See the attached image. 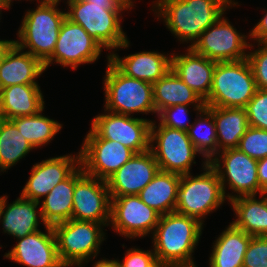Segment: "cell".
<instances>
[{"label": "cell", "instance_id": "1", "mask_svg": "<svg viewBox=\"0 0 267 267\" xmlns=\"http://www.w3.org/2000/svg\"><path fill=\"white\" fill-rule=\"evenodd\" d=\"M150 11L180 44L191 48L200 35L225 12L240 7L238 0H153ZM188 45H187V44Z\"/></svg>", "mask_w": 267, "mask_h": 267}, {"label": "cell", "instance_id": "2", "mask_svg": "<svg viewBox=\"0 0 267 267\" xmlns=\"http://www.w3.org/2000/svg\"><path fill=\"white\" fill-rule=\"evenodd\" d=\"M205 225L198 219L177 212L160 215L150 236L156 260L169 266L196 265L194 253Z\"/></svg>", "mask_w": 267, "mask_h": 267}, {"label": "cell", "instance_id": "3", "mask_svg": "<svg viewBox=\"0 0 267 267\" xmlns=\"http://www.w3.org/2000/svg\"><path fill=\"white\" fill-rule=\"evenodd\" d=\"M63 4L66 17L82 26L107 54L129 38L122 26L123 18L132 11L126 4H94L86 0H65Z\"/></svg>", "mask_w": 267, "mask_h": 267}, {"label": "cell", "instance_id": "4", "mask_svg": "<svg viewBox=\"0 0 267 267\" xmlns=\"http://www.w3.org/2000/svg\"><path fill=\"white\" fill-rule=\"evenodd\" d=\"M57 2H36L27 8L13 42L43 64L52 56L66 10ZM36 7V8H35ZM61 7V8H59Z\"/></svg>", "mask_w": 267, "mask_h": 267}, {"label": "cell", "instance_id": "5", "mask_svg": "<svg viewBox=\"0 0 267 267\" xmlns=\"http://www.w3.org/2000/svg\"><path fill=\"white\" fill-rule=\"evenodd\" d=\"M106 55V71L102 78L104 91L103 109L124 115L157 114L153 100L152 83L131 78L122 73L111 61L110 54Z\"/></svg>", "mask_w": 267, "mask_h": 267}, {"label": "cell", "instance_id": "6", "mask_svg": "<svg viewBox=\"0 0 267 267\" xmlns=\"http://www.w3.org/2000/svg\"><path fill=\"white\" fill-rule=\"evenodd\" d=\"M198 169L196 175L194 172L181 175L175 212L194 217L206 225L205 219L222 210L229 201L215 169L209 163L201 164Z\"/></svg>", "mask_w": 267, "mask_h": 267}, {"label": "cell", "instance_id": "7", "mask_svg": "<svg viewBox=\"0 0 267 267\" xmlns=\"http://www.w3.org/2000/svg\"><path fill=\"white\" fill-rule=\"evenodd\" d=\"M108 225L74 219L54 224L57 253L62 265L80 267L84 262L101 257V246L108 238Z\"/></svg>", "mask_w": 267, "mask_h": 267}, {"label": "cell", "instance_id": "8", "mask_svg": "<svg viewBox=\"0 0 267 267\" xmlns=\"http://www.w3.org/2000/svg\"><path fill=\"white\" fill-rule=\"evenodd\" d=\"M248 59L217 62L205 107L245 108L257 91Z\"/></svg>", "mask_w": 267, "mask_h": 267}, {"label": "cell", "instance_id": "9", "mask_svg": "<svg viewBox=\"0 0 267 267\" xmlns=\"http://www.w3.org/2000/svg\"><path fill=\"white\" fill-rule=\"evenodd\" d=\"M150 150L152 151L160 171L179 175L192 173V168L207 164L203 156L196 150L187 132L162 126L157 120L151 122Z\"/></svg>", "mask_w": 267, "mask_h": 267}, {"label": "cell", "instance_id": "10", "mask_svg": "<svg viewBox=\"0 0 267 267\" xmlns=\"http://www.w3.org/2000/svg\"><path fill=\"white\" fill-rule=\"evenodd\" d=\"M258 161L237 148L220 151L209 164L215 169L227 200L240 196L260 195ZM230 191V192H229Z\"/></svg>", "mask_w": 267, "mask_h": 267}, {"label": "cell", "instance_id": "11", "mask_svg": "<svg viewBox=\"0 0 267 267\" xmlns=\"http://www.w3.org/2000/svg\"><path fill=\"white\" fill-rule=\"evenodd\" d=\"M106 51L87 31L67 17L61 24L55 50L44 63L45 70L51 66H61L75 71L81 65L96 64Z\"/></svg>", "mask_w": 267, "mask_h": 267}, {"label": "cell", "instance_id": "12", "mask_svg": "<svg viewBox=\"0 0 267 267\" xmlns=\"http://www.w3.org/2000/svg\"><path fill=\"white\" fill-rule=\"evenodd\" d=\"M225 12L209 26L191 49L215 62L240 61L247 58L250 45L249 31L244 33L230 21Z\"/></svg>", "mask_w": 267, "mask_h": 267}, {"label": "cell", "instance_id": "13", "mask_svg": "<svg viewBox=\"0 0 267 267\" xmlns=\"http://www.w3.org/2000/svg\"><path fill=\"white\" fill-rule=\"evenodd\" d=\"M160 214L146 205L138 195L111 198L108 229L115 235L132 241L150 237L156 228Z\"/></svg>", "mask_w": 267, "mask_h": 267}, {"label": "cell", "instance_id": "14", "mask_svg": "<svg viewBox=\"0 0 267 267\" xmlns=\"http://www.w3.org/2000/svg\"><path fill=\"white\" fill-rule=\"evenodd\" d=\"M91 119L90 127L101 138L120 142L135 153L150 149V127L154 118H139L102 109Z\"/></svg>", "mask_w": 267, "mask_h": 267}, {"label": "cell", "instance_id": "15", "mask_svg": "<svg viewBox=\"0 0 267 267\" xmlns=\"http://www.w3.org/2000/svg\"><path fill=\"white\" fill-rule=\"evenodd\" d=\"M80 145V165L87 175L107 180L135 152L117 141L101 138L91 127Z\"/></svg>", "mask_w": 267, "mask_h": 267}, {"label": "cell", "instance_id": "16", "mask_svg": "<svg viewBox=\"0 0 267 267\" xmlns=\"http://www.w3.org/2000/svg\"><path fill=\"white\" fill-rule=\"evenodd\" d=\"M111 197L105 180L87 175L81 165L75 169L72 219L109 224Z\"/></svg>", "mask_w": 267, "mask_h": 267}, {"label": "cell", "instance_id": "17", "mask_svg": "<svg viewBox=\"0 0 267 267\" xmlns=\"http://www.w3.org/2000/svg\"><path fill=\"white\" fill-rule=\"evenodd\" d=\"M77 151L48 157L32 164L28 173L30 175L19 195L36 202L42 200L54 186L66 179L80 165L79 149Z\"/></svg>", "mask_w": 267, "mask_h": 267}, {"label": "cell", "instance_id": "18", "mask_svg": "<svg viewBox=\"0 0 267 267\" xmlns=\"http://www.w3.org/2000/svg\"><path fill=\"white\" fill-rule=\"evenodd\" d=\"M42 228L44 230L15 239L16 244L3 254L4 260L25 267H64L58 257L53 227Z\"/></svg>", "mask_w": 267, "mask_h": 267}, {"label": "cell", "instance_id": "19", "mask_svg": "<svg viewBox=\"0 0 267 267\" xmlns=\"http://www.w3.org/2000/svg\"><path fill=\"white\" fill-rule=\"evenodd\" d=\"M128 38L110 54V61L126 76L155 83L171 70L172 51H138L119 55V51L129 50L132 46Z\"/></svg>", "mask_w": 267, "mask_h": 267}, {"label": "cell", "instance_id": "20", "mask_svg": "<svg viewBox=\"0 0 267 267\" xmlns=\"http://www.w3.org/2000/svg\"><path fill=\"white\" fill-rule=\"evenodd\" d=\"M159 171L152 151L135 153L120 169L107 180L110 197L138 195Z\"/></svg>", "mask_w": 267, "mask_h": 267}, {"label": "cell", "instance_id": "21", "mask_svg": "<svg viewBox=\"0 0 267 267\" xmlns=\"http://www.w3.org/2000/svg\"><path fill=\"white\" fill-rule=\"evenodd\" d=\"M8 195H0V227L4 235L15 239L23 238L41 230L47 224L43 221L39 202L20 195L8 202Z\"/></svg>", "mask_w": 267, "mask_h": 267}, {"label": "cell", "instance_id": "22", "mask_svg": "<svg viewBox=\"0 0 267 267\" xmlns=\"http://www.w3.org/2000/svg\"><path fill=\"white\" fill-rule=\"evenodd\" d=\"M184 47V51L172 50L171 69L190 87L203 101L210 93L215 61L195 53L191 48Z\"/></svg>", "mask_w": 267, "mask_h": 267}, {"label": "cell", "instance_id": "23", "mask_svg": "<svg viewBox=\"0 0 267 267\" xmlns=\"http://www.w3.org/2000/svg\"><path fill=\"white\" fill-rule=\"evenodd\" d=\"M45 72L44 64L39 59L13 42L0 63V89L13 85L40 84V77Z\"/></svg>", "mask_w": 267, "mask_h": 267}, {"label": "cell", "instance_id": "24", "mask_svg": "<svg viewBox=\"0 0 267 267\" xmlns=\"http://www.w3.org/2000/svg\"><path fill=\"white\" fill-rule=\"evenodd\" d=\"M40 84L13 85L0 89V118L31 116L46 107Z\"/></svg>", "mask_w": 267, "mask_h": 267}, {"label": "cell", "instance_id": "25", "mask_svg": "<svg viewBox=\"0 0 267 267\" xmlns=\"http://www.w3.org/2000/svg\"><path fill=\"white\" fill-rule=\"evenodd\" d=\"M228 223L214 237L207 267H243L244 255L252 236Z\"/></svg>", "mask_w": 267, "mask_h": 267}, {"label": "cell", "instance_id": "26", "mask_svg": "<svg viewBox=\"0 0 267 267\" xmlns=\"http://www.w3.org/2000/svg\"><path fill=\"white\" fill-rule=\"evenodd\" d=\"M233 211L232 224L251 236H267V196H240L228 204Z\"/></svg>", "mask_w": 267, "mask_h": 267}, {"label": "cell", "instance_id": "27", "mask_svg": "<svg viewBox=\"0 0 267 267\" xmlns=\"http://www.w3.org/2000/svg\"><path fill=\"white\" fill-rule=\"evenodd\" d=\"M180 179L179 174L159 170L138 196L160 215L174 212L178 201Z\"/></svg>", "mask_w": 267, "mask_h": 267}, {"label": "cell", "instance_id": "28", "mask_svg": "<svg viewBox=\"0 0 267 267\" xmlns=\"http://www.w3.org/2000/svg\"><path fill=\"white\" fill-rule=\"evenodd\" d=\"M216 125L218 153L237 148L241 137L249 127L245 108L205 107Z\"/></svg>", "mask_w": 267, "mask_h": 267}, {"label": "cell", "instance_id": "29", "mask_svg": "<svg viewBox=\"0 0 267 267\" xmlns=\"http://www.w3.org/2000/svg\"><path fill=\"white\" fill-rule=\"evenodd\" d=\"M152 85L156 114L174 105L205 106L204 101L172 69Z\"/></svg>", "mask_w": 267, "mask_h": 267}, {"label": "cell", "instance_id": "30", "mask_svg": "<svg viewBox=\"0 0 267 267\" xmlns=\"http://www.w3.org/2000/svg\"><path fill=\"white\" fill-rule=\"evenodd\" d=\"M75 170L39 201L43 221L49 225L72 219Z\"/></svg>", "mask_w": 267, "mask_h": 267}, {"label": "cell", "instance_id": "31", "mask_svg": "<svg viewBox=\"0 0 267 267\" xmlns=\"http://www.w3.org/2000/svg\"><path fill=\"white\" fill-rule=\"evenodd\" d=\"M46 108L47 106L35 115L16 117L11 120L35 150L46 148L63 129L62 122L45 115Z\"/></svg>", "mask_w": 267, "mask_h": 267}, {"label": "cell", "instance_id": "32", "mask_svg": "<svg viewBox=\"0 0 267 267\" xmlns=\"http://www.w3.org/2000/svg\"><path fill=\"white\" fill-rule=\"evenodd\" d=\"M35 149L11 120L0 118V176L14 168ZM24 158V159H23Z\"/></svg>", "mask_w": 267, "mask_h": 267}, {"label": "cell", "instance_id": "33", "mask_svg": "<svg viewBox=\"0 0 267 267\" xmlns=\"http://www.w3.org/2000/svg\"><path fill=\"white\" fill-rule=\"evenodd\" d=\"M187 134L196 150L208 163L218 154L215 121L205 107L195 114Z\"/></svg>", "mask_w": 267, "mask_h": 267}, {"label": "cell", "instance_id": "34", "mask_svg": "<svg viewBox=\"0 0 267 267\" xmlns=\"http://www.w3.org/2000/svg\"><path fill=\"white\" fill-rule=\"evenodd\" d=\"M204 107L205 106L174 105L162 109L157 114L156 120L162 126L187 132L193 123L191 120V117H193L192 115H194L193 113L198 114Z\"/></svg>", "mask_w": 267, "mask_h": 267}, {"label": "cell", "instance_id": "35", "mask_svg": "<svg viewBox=\"0 0 267 267\" xmlns=\"http://www.w3.org/2000/svg\"><path fill=\"white\" fill-rule=\"evenodd\" d=\"M237 149L255 160L267 157V130L248 127Z\"/></svg>", "mask_w": 267, "mask_h": 267}, {"label": "cell", "instance_id": "36", "mask_svg": "<svg viewBox=\"0 0 267 267\" xmlns=\"http://www.w3.org/2000/svg\"><path fill=\"white\" fill-rule=\"evenodd\" d=\"M247 59L258 89H267V42H250Z\"/></svg>", "mask_w": 267, "mask_h": 267}, {"label": "cell", "instance_id": "37", "mask_svg": "<svg viewBox=\"0 0 267 267\" xmlns=\"http://www.w3.org/2000/svg\"><path fill=\"white\" fill-rule=\"evenodd\" d=\"M245 109L250 127L267 130V89H257Z\"/></svg>", "mask_w": 267, "mask_h": 267}, {"label": "cell", "instance_id": "38", "mask_svg": "<svg viewBox=\"0 0 267 267\" xmlns=\"http://www.w3.org/2000/svg\"><path fill=\"white\" fill-rule=\"evenodd\" d=\"M121 246L125 251L123 259H119V256L116 258L119 267H153L157 263L152 247L144 249V247L140 248L137 245H132L130 248H127V245L124 244H121Z\"/></svg>", "mask_w": 267, "mask_h": 267}, {"label": "cell", "instance_id": "39", "mask_svg": "<svg viewBox=\"0 0 267 267\" xmlns=\"http://www.w3.org/2000/svg\"><path fill=\"white\" fill-rule=\"evenodd\" d=\"M243 267H267V236H252L244 255Z\"/></svg>", "mask_w": 267, "mask_h": 267}, {"label": "cell", "instance_id": "40", "mask_svg": "<svg viewBox=\"0 0 267 267\" xmlns=\"http://www.w3.org/2000/svg\"><path fill=\"white\" fill-rule=\"evenodd\" d=\"M259 21L249 30L250 42H267V8H263Z\"/></svg>", "mask_w": 267, "mask_h": 267}, {"label": "cell", "instance_id": "41", "mask_svg": "<svg viewBox=\"0 0 267 267\" xmlns=\"http://www.w3.org/2000/svg\"><path fill=\"white\" fill-rule=\"evenodd\" d=\"M257 175L260 187L266 191L267 190V157L258 160L257 163Z\"/></svg>", "mask_w": 267, "mask_h": 267}, {"label": "cell", "instance_id": "42", "mask_svg": "<svg viewBox=\"0 0 267 267\" xmlns=\"http://www.w3.org/2000/svg\"><path fill=\"white\" fill-rule=\"evenodd\" d=\"M97 260V261H96ZM92 259L87 262H84L80 267H86L89 263H93L91 267H119L116 257L115 258H106L105 256L99 257L98 259Z\"/></svg>", "mask_w": 267, "mask_h": 267}, {"label": "cell", "instance_id": "43", "mask_svg": "<svg viewBox=\"0 0 267 267\" xmlns=\"http://www.w3.org/2000/svg\"><path fill=\"white\" fill-rule=\"evenodd\" d=\"M13 43V39L0 38V63L5 54L6 49Z\"/></svg>", "mask_w": 267, "mask_h": 267}, {"label": "cell", "instance_id": "44", "mask_svg": "<svg viewBox=\"0 0 267 267\" xmlns=\"http://www.w3.org/2000/svg\"><path fill=\"white\" fill-rule=\"evenodd\" d=\"M94 4H124L119 0H86Z\"/></svg>", "mask_w": 267, "mask_h": 267}, {"label": "cell", "instance_id": "45", "mask_svg": "<svg viewBox=\"0 0 267 267\" xmlns=\"http://www.w3.org/2000/svg\"><path fill=\"white\" fill-rule=\"evenodd\" d=\"M119 1L126 4L134 11V8L136 9V7H137L136 1H138V0H119ZM139 1H141V0H139Z\"/></svg>", "mask_w": 267, "mask_h": 267}, {"label": "cell", "instance_id": "46", "mask_svg": "<svg viewBox=\"0 0 267 267\" xmlns=\"http://www.w3.org/2000/svg\"><path fill=\"white\" fill-rule=\"evenodd\" d=\"M24 1V0H22ZM26 2H31L30 4H35L34 2H57V3H64L65 0H25Z\"/></svg>", "mask_w": 267, "mask_h": 267}, {"label": "cell", "instance_id": "47", "mask_svg": "<svg viewBox=\"0 0 267 267\" xmlns=\"http://www.w3.org/2000/svg\"><path fill=\"white\" fill-rule=\"evenodd\" d=\"M10 9H12V6H14L13 5V3H14V1L15 2H17V3H19V2H21L22 3V0H2Z\"/></svg>", "mask_w": 267, "mask_h": 267}, {"label": "cell", "instance_id": "48", "mask_svg": "<svg viewBox=\"0 0 267 267\" xmlns=\"http://www.w3.org/2000/svg\"><path fill=\"white\" fill-rule=\"evenodd\" d=\"M7 10L10 11L11 9L9 7H0V23L2 22L1 19H2L3 13L7 12Z\"/></svg>", "mask_w": 267, "mask_h": 267}, {"label": "cell", "instance_id": "49", "mask_svg": "<svg viewBox=\"0 0 267 267\" xmlns=\"http://www.w3.org/2000/svg\"><path fill=\"white\" fill-rule=\"evenodd\" d=\"M153 267H169V265L157 262Z\"/></svg>", "mask_w": 267, "mask_h": 267}, {"label": "cell", "instance_id": "50", "mask_svg": "<svg viewBox=\"0 0 267 267\" xmlns=\"http://www.w3.org/2000/svg\"><path fill=\"white\" fill-rule=\"evenodd\" d=\"M0 7H8L2 0H0Z\"/></svg>", "mask_w": 267, "mask_h": 267}, {"label": "cell", "instance_id": "51", "mask_svg": "<svg viewBox=\"0 0 267 267\" xmlns=\"http://www.w3.org/2000/svg\"><path fill=\"white\" fill-rule=\"evenodd\" d=\"M169 267H198L197 265H193V266H169Z\"/></svg>", "mask_w": 267, "mask_h": 267}]
</instances>
